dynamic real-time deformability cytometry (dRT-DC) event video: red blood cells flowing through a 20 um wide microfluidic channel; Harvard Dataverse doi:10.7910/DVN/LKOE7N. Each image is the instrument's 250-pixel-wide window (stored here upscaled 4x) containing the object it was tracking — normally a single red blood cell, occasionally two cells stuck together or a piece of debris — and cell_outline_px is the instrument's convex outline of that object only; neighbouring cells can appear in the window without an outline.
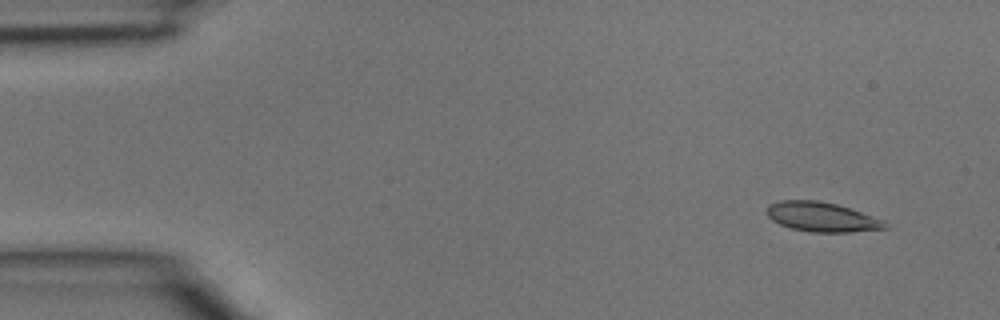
{"species": "common noctule bat (a hibernating species)", "species_latin": "Nyctalus noctula", "temperature_condition": "room temperature", "stored_images_in_passage": 5, "camera_frame_rate_fps": 3000, "um_per_image_px": 0.085, "animal": {"sex": "male", "body_mass_g": 15.6}, "frame": {"image": 1, "passage_image": 1, "time_ms": 0.0, "image_size_px": [1000, 320], "cell_outline_px": [[888, 228], [852, 232], [812, 232], [792, 228], [780, 224], [772, 220], [768, 216], [768, 208], [772, 204], [780, 200], [820, 200], [836, 204], [884, 220]], "centroid_in_image_um": [69.87, 18.44], "position_along_channel_um": 15.1, "area_um2": 20.06}}
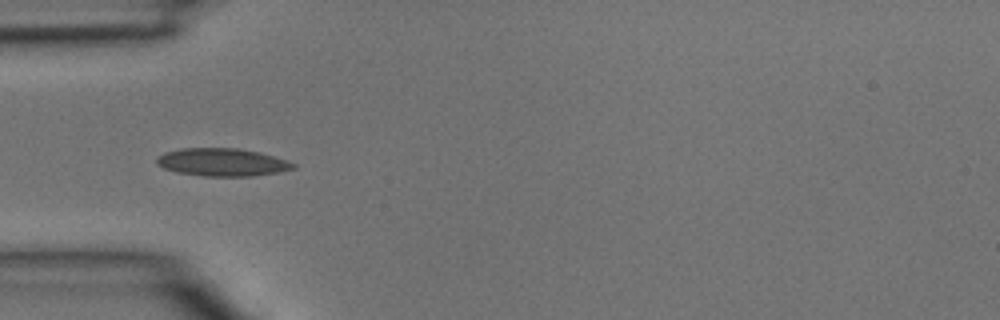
{"frame": {"image": 2, "passage_image": 4, "time_ms": 1.0, "image_size_px": [1000, 320], "cell_outline_px": [[296, 168], [276, 172], [252, 176], [204, 176], [176, 172], [164, 168], [156, 164], [156, 156], [164, 152], [180, 148], [240, 148], [260, 152], [288, 160], [296, 164]], "centroid_in_image_um": [18.87, 13.78], "position_along_channel_um": 66.1, "area_um2": 22.31}}